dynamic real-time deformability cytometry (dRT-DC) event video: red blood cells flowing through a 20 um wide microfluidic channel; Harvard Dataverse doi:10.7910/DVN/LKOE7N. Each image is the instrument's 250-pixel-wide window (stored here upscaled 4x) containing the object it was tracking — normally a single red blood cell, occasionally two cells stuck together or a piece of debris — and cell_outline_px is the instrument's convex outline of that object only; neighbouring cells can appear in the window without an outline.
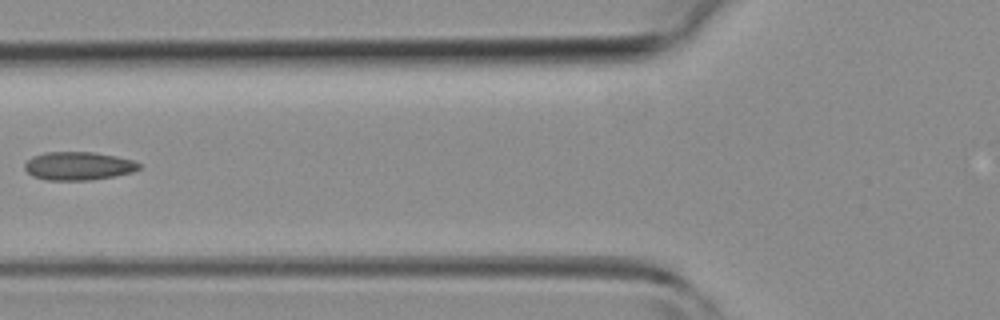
{"species": "common noctule bat (a hibernating species)", "species_latin": "Nyctalus noctula", "temperature_condition": "room temperature", "stored_images_in_passage": 4, "camera_frame_rate_fps": 3000, "um_per_image_px": 0.085, "animal": {"sex": "female", "body_mass_g": 19.3, "forearm_length_mm": 54.1}, "frame": {"image": 1, "passage_image": 4, "time_ms": 4.0, "image_size_px": [1000, 320], "cell_outline_px": [[140, 168], [132, 172], [116, 176], [92, 180], [48, 180], [32, 176], [24, 168], [24, 164], [32, 156], [44, 152], [92, 152], [116, 156], [132, 160], [140, 164]], "centroid_in_image_um": [6.65, 14.11], "position_along_channel_um": 119.2, "area_um2": 18.9}}